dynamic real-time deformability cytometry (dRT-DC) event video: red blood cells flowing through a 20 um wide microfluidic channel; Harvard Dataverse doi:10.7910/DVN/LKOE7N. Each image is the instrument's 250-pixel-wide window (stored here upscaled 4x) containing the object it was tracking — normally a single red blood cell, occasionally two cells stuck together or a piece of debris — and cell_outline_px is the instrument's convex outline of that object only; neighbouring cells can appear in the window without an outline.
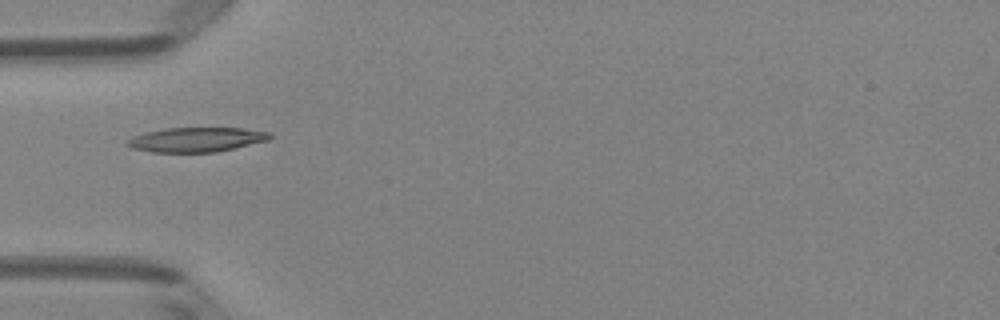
{"species": "Egyptian fruit bat (a non-hibernating species)", "species_latin": "Rousettus aegyptiacus", "temperature_condition": "room temperature", "stored_images_in_passage": 2, "camera_frame_rate_fps": 3000, "um_per_image_px": 0.085, "animal": {"sex": "female"}, "frame": {"image": 1, "passage_image": 1, "time_ms": 0.0, "image_size_px": [1000, 320], "cell_outline_px": [[272, 136], [268, 140], [216, 152], [152, 152], [132, 148], [124, 144], [124, 140], [132, 136], [144, 132], [164, 128], [244, 128], [272, 132]], "centroid_in_image_um": [16.64, 11.86], "position_along_channel_um": 68.4, "area_um2": 20.58}}
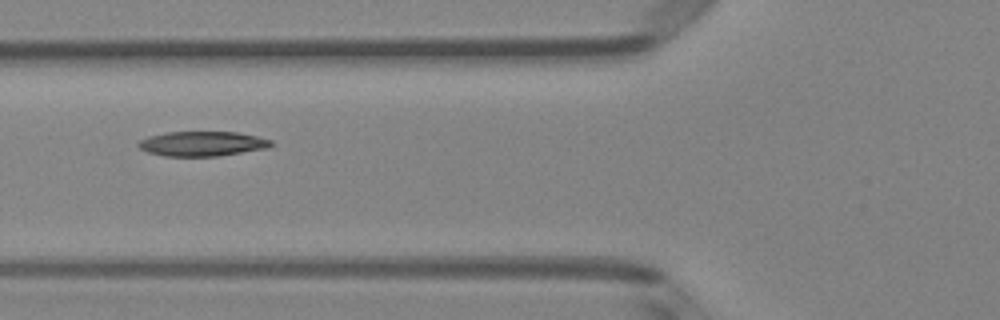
{"frame": {"image": 2, "passage_image": 2, "time_ms": 0.333, "image_size_px": [1000, 320], "cell_outline_px": [[272, 144], [268, 148], [216, 156], [164, 156], [148, 152], [140, 148], [136, 144], [140, 140], [148, 136], [164, 132], [236, 132], [256, 136], [272, 140]], "centroid_in_image_um": [17.16, 12.21], "position_along_channel_um": 108.6, "area_um2": 19.07}}